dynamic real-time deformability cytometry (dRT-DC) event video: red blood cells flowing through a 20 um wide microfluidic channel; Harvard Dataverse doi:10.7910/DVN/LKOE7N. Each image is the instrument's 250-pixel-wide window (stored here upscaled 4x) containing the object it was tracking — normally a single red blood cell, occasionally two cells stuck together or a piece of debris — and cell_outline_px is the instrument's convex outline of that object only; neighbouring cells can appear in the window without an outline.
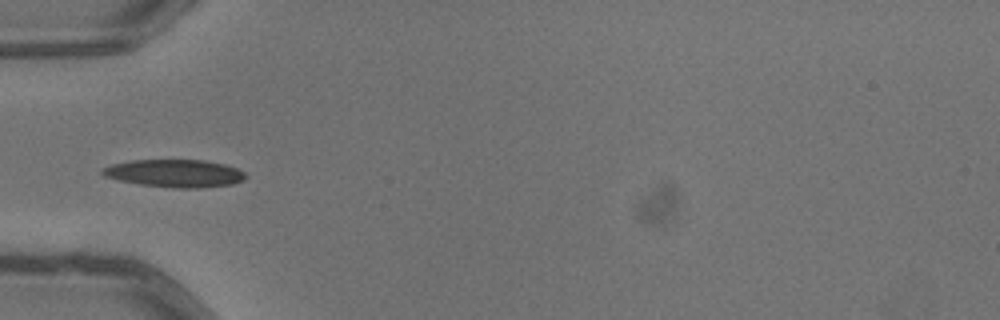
{"species": "common noctule bat (a hibernating species)", "species_latin": "Nyctalus noctula", "temperature_condition": "warm", "stored_images_in_passage": 3, "camera_frame_rate_fps": 3000, "um_per_image_px": 0.085, "animal": {"sex": "male", "body_mass_g": 13.3}, "frame": {"image": 1, "passage_image": 2, "time_ms": 0.333, "image_size_px": [1000, 320], "cell_outline_px": [[248, 176], [244, 180], [232, 184], [200, 188], [176, 188], [140, 184], [120, 180], [104, 176], [100, 172], [100, 168], [112, 164], [132, 160], [204, 160], [224, 164], [236, 168], [244, 172]], "centroid_in_image_um": [14.86, 14.73], "position_along_channel_um": 70.1, "area_um2": 23.12}}